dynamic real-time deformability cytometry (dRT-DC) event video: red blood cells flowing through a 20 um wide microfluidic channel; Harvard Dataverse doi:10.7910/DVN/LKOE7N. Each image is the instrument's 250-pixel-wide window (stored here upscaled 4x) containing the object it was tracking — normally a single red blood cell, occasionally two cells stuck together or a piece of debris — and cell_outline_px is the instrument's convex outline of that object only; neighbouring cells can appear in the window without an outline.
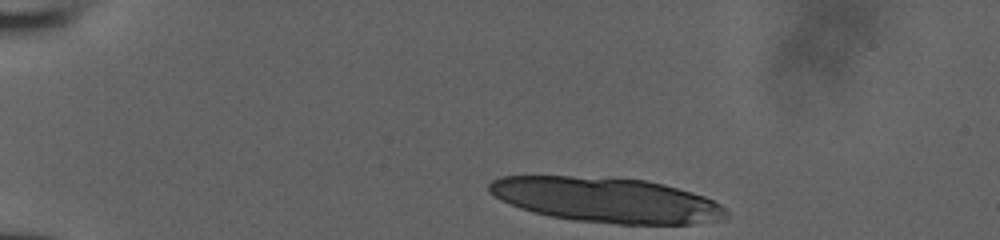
{"species": "human", "species_latin": "Homo sapiens", "temperature_condition": "room temperature", "stored_images_in_passage": 10, "camera_frame_rate_fps": 3000, "um_per_image_px": 0.085, "donor": {"sex": "male"}, "frame": {"image": 1, "passage_image": 1, "time_ms": 0.0, "image_size_px": [1000, 240], "cell_outline_px": [[728, 216], [724, 220], [692, 224], [616, 224], [572, 220], [532, 212], [520, 208], [500, 200], [488, 192], [488, 184], [492, 180], [500, 176], [616, 176], [644, 180], [664, 184], [692, 192], [704, 196], [720, 204], [728, 212]], "centroid_in_image_um": [51.55, 16.99], "position_along_channel_um": 33.4, "area_um2": 62.94}}